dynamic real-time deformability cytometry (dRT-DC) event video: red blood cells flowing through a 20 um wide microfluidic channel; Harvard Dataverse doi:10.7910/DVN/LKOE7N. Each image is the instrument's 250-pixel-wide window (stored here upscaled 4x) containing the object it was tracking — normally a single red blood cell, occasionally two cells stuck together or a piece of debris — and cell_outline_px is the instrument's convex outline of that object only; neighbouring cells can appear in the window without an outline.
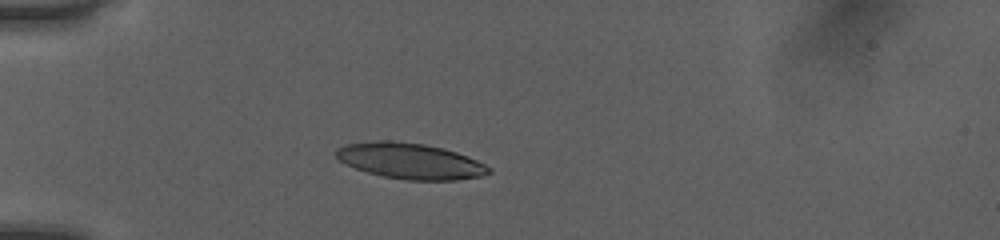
{"species": "human", "species_latin": "Homo sapiens", "temperature_condition": "room temperature", "stored_images_in_passage": 37, "camera_frame_rate_fps": 3000, "um_per_image_px": 0.085, "donor": {"sex": "female"}, "frame": {"image": 1, "passage_image": 1, "time_ms": 0.0, "image_size_px": [1000, 240], "cell_outline_px": [[492, 172], [484, 176], [456, 180], [404, 180], [384, 176], [368, 172], [344, 164], [336, 156], [336, 148], [348, 144], [376, 140], [392, 140], [424, 144], [456, 152], [468, 156], [492, 168]], "centroid_in_image_um": [34.89, 13.69], "position_along_channel_um": 50.1, "area_um2": 31.85}}
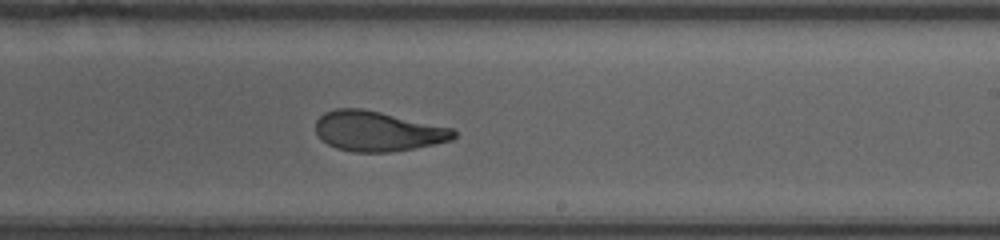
{"frame": {"image": 2, "passage_image": 18, "time_ms": 5.667, "image_size_px": [1000, 240], "cell_outline_px": [[456, 136], [452, 140], [412, 148], [388, 152], [352, 152], [336, 148], [320, 140], [316, 132], [316, 120], [324, 112], [336, 108], [360, 108], [380, 112], [452, 128], [456, 132]], "centroid_in_image_um": [32.05, 11.15], "position_along_channel_um": 257.0, "area_um2": 32.02}}
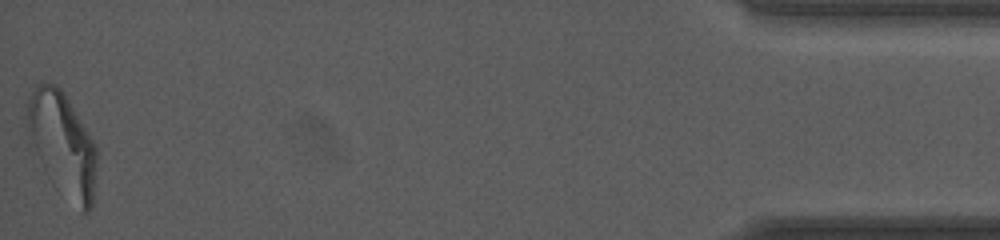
{"frame": {"image": 3, "passage_image": 37, "time_ms": 12.0, "image_size_px": [1000, 240], "cell_outline_px": [[96, 160], [92, 208], [88, 212], [80, 212], [44, 168], [28, 140], [28, 100], [36, 84], [40, 80], [56, 84], [64, 92], [96, 144]], "centroid_in_image_um": [5.31, 12.19], "position_along_channel_um": 429.9, "area_um2": 41.33}, "authors_computed_cell_mechanics": {"area_um2": 33.0616, "velocity_mm_per_s": 4.0618, "shape_relaxation_time_tau1_ms": 5.0656, "shape_relaxation_time_tau2_ms": 1.325, "deformation_change_tau1": 0.2023, "deformation_change_tau2": 0.0878}}